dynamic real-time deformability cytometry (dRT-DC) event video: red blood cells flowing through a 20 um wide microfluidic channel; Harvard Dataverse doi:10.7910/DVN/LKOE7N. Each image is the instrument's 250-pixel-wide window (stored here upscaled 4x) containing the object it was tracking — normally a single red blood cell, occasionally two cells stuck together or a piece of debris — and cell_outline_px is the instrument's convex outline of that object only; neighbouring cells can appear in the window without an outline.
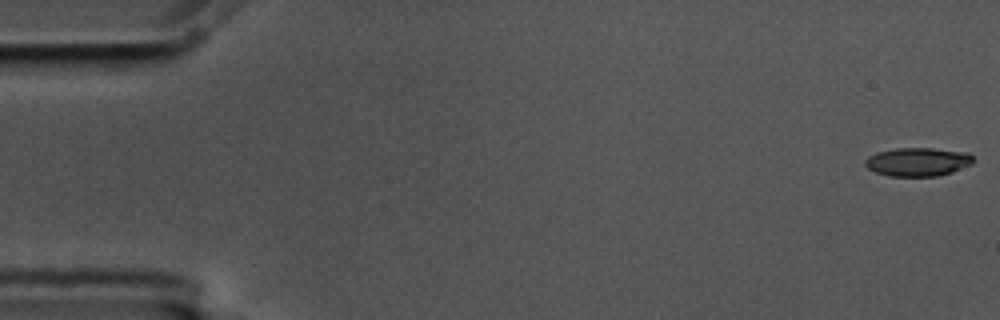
{"species": "common noctule bat (a hibernating species)", "species_latin": "Nyctalus noctula", "temperature_condition": "cold", "stored_images_in_passage": 57, "camera_frame_rate_fps": 3000, "um_per_image_px": 0.085, "animal": {"sex": "male", "body_mass_g": 17.5, "forearm_length_mm": 52.3}, "frame": {"image": 1, "passage_image": 1, "time_ms": 0.0, "image_size_px": [1000, 320], "cell_outline_px": [[976, 160], [972, 164], [952, 172], [936, 176], [888, 176], [876, 172], [868, 168], [864, 164], [864, 160], [868, 156], [876, 152], [896, 148], [932, 148], [968, 152]], "centroid_in_image_um": [78.02, 13.75], "position_along_channel_um": 7.0, "area_um2": 18.15}}
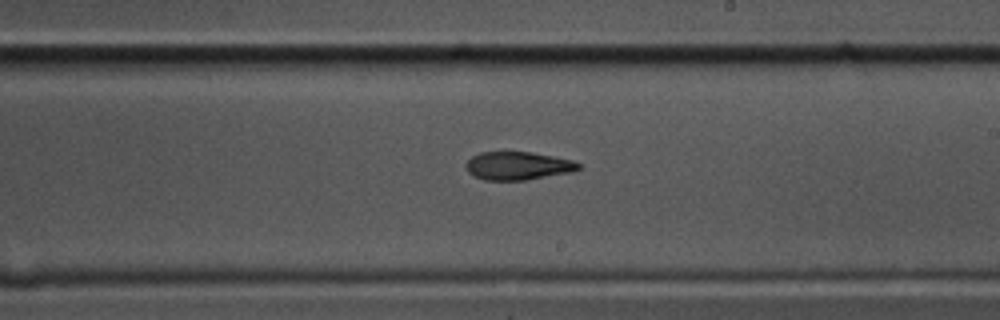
{"frame": {"image": 2, "passage_image": 33, "time_ms": 10.667, "image_size_px": [1000, 320], "cell_outline_px": [[580, 168], [572, 172], [524, 180], [484, 180], [472, 176], [468, 172], [464, 164], [472, 156], [480, 152], [532, 152], [572, 160], [580, 164]], "centroid_in_image_um": [43.98, 14.09], "position_along_channel_um": 245.0, "area_um2": 18.5}}
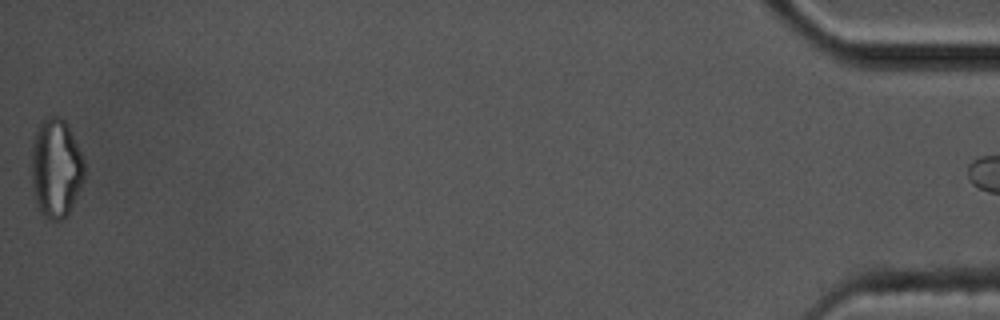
{"frame": {"image": 3, "passage_image": 57, "time_ms": 18.667, "image_size_px": [1000, 320], "cell_outline_px": [[84, 180], [68, 216], [60, 220], [52, 220], [44, 216], [40, 212], [36, 204], [32, 188], [32, 144], [36, 128], [40, 120], [44, 116], [60, 116], [68, 124], [84, 160]], "centroid_in_image_um": [4.75, 14.28], "position_along_channel_um": 430.5, "area_um2": 30.98}, "authors_computed_cell_mechanics": {"area_um2": 19.3052, "velocity_mm_per_s": 3.5453, "shape_relaxation_time_tau1_ms": null, "shape_relaxation_time_tau2_ms": 5.4955, "deformation_change_tau1": null, "deformation_change_tau2": 0.1489}}